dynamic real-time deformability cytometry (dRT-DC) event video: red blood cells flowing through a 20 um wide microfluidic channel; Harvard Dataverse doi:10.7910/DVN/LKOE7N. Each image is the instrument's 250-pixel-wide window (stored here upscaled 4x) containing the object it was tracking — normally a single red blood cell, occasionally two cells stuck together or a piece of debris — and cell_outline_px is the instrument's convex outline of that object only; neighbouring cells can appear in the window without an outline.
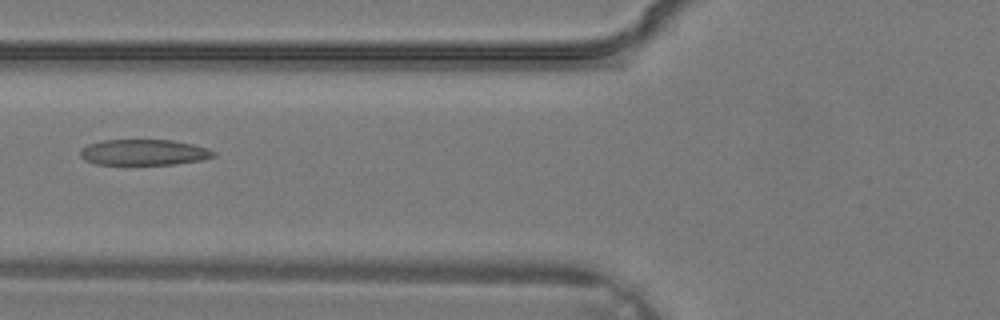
{"species": "common noctule bat (a hibernating species)", "species_latin": "Nyctalus noctula", "temperature_condition": "warm", "stored_images_in_passage": 36, "camera_frame_rate_fps": 3000, "um_per_image_px": 0.085, "animal": {"sex": "male", "body_mass_g": 19.2, "forearm_length_mm": 51.8}, "frame": {"image": 1, "passage_image": 14, "time_ms": 4.333, "image_size_px": [1000, 320], "cell_outline_px": [[216, 156], [204, 160], [176, 164], [96, 164], [84, 160], [80, 156], [80, 148], [88, 144], [104, 140], [172, 140], [192, 144], [208, 148], [216, 152]], "centroid_in_image_um": [12.25, 12.95], "position_along_channel_um": 113.6, "area_um2": 20.17}}
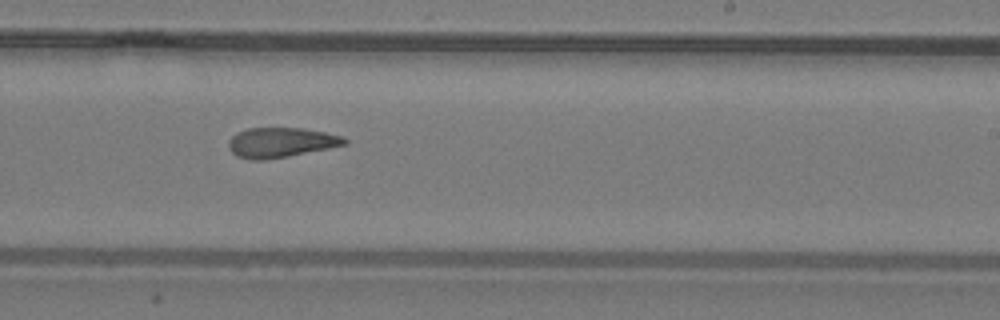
{"frame": {"image": 2, "passage_image": 22, "time_ms": 7.0, "image_size_px": [1000, 320], "cell_outline_px": [[348, 144], [288, 156], [264, 160], [248, 160], [236, 156], [228, 148], [228, 140], [236, 132], [248, 128], [304, 128], [344, 136], [348, 140]], "centroid_in_image_um": [23.85, 12.11], "position_along_channel_um": 265.1, "area_um2": 20.35}}
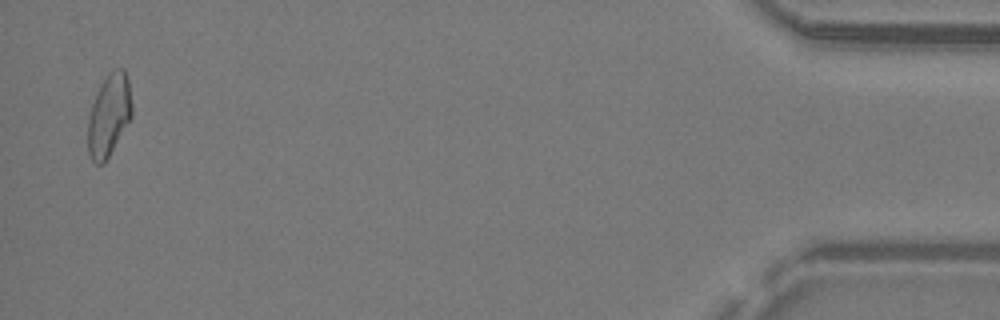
{"frame": {"image": 3, "passage_image": 35, "time_ms": 11.333, "image_size_px": [1000, 320], "cell_outline_px": [[132, 116], [104, 164], [96, 164], [92, 160], [88, 152], [88, 116], [96, 92], [104, 76], [108, 72], [116, 68], [124, 68], [128, 80], [132, 104]], "centroid_in_image_um": [9.25, 9.76], "position_along_channel_um": 425.9, "area_um2": 21.21}}